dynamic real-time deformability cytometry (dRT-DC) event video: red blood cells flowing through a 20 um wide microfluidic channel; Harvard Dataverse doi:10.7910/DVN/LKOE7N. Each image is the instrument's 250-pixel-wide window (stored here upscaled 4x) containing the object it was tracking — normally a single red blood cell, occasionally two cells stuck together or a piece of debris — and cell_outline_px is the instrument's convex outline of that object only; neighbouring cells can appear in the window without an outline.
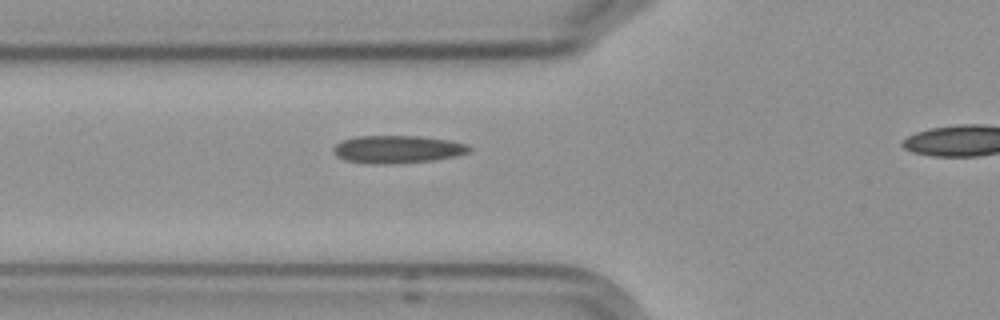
{"species": "Egyptian fruit bat (a non-hibernating species)", "species_latin": "Rousettus aegyptiacus", "temperature_condition": "cold", "stored_images_in_passage": 4, "segment_of_instrument_passage": [1, 2], "camera_frame_rate_fps": 3000, "um_per_image_px": 0.085, "frame": {"image": 1, "passage_image": 3, "time_ms": 2.333, "image_size_px": [1000, 320], "cell_outline_px": [[472, 152], [456, 156], [432, 160], [344, 160], [336, 156], [332, 152], [332, 148], [340, 140], [356, 136], [420, 136], [452, 140], [468, 144], [472, 148]], "centroid_in_image_um": [33.86, 12.61], "position_along_channel_um": 91.9, "area_um2": 20.81}}